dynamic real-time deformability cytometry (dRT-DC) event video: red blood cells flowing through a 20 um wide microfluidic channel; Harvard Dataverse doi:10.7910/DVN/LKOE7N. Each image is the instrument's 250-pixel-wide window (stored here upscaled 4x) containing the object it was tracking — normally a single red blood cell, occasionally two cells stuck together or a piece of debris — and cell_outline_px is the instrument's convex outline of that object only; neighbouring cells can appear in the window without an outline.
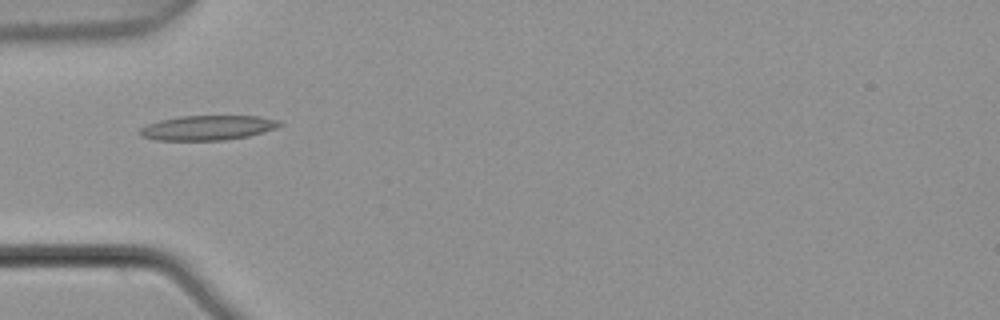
{"species": "common noctule bat (a hibernating species)", "species_latin": "Nyctalus noctula", "temperature_condition": "warm", "stored_images_in_passage": 6, "camera_frame_rate_fps": 3000, "um_per_image_px": 0.085, "animal": {"sex": "male", "body_mass_g": 21.5, "forearm_length_mm": 52.0}, "frame": {"image": 1, "passage_image": 5, "time_ms": 1.333, "image_size_px": [1000, 320], "cell_outline_px": [[284, 124], [276, 128], [248, 136], [224, 140], [156, 140], [140, 136], [136, 132], [140, 128], [148, 124], [160, 120], [180, 116], [260, 116], [276, 120]], "centroid_in_image_um": [17.61, 10.86], "position_along_channel_um": 67.4, "area_um2": 20.11}}
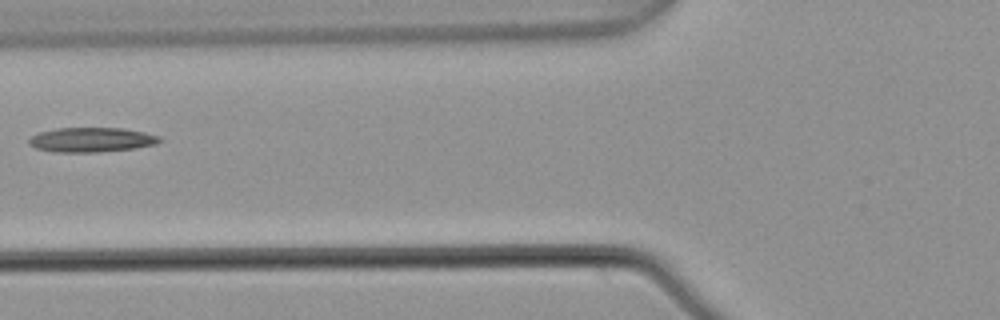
{"frame": {"image": 2, "passage_image": 6, "time_ms": 1.667, "image_size_px": [1000, 320], "cell_outline_px": [[164, 140], [156, 144], [136, 148], [96, 152], [56, 152], [36, 148], [28, 144], [28, 140], [32, 136], [40, 132], [56, 128], [124, 128], [144, 132], [160, 136]], "centroid_in_image_um": [7.81, 11.88], "position_along_channel_um": 118.0, "area_um2": 18.79}}